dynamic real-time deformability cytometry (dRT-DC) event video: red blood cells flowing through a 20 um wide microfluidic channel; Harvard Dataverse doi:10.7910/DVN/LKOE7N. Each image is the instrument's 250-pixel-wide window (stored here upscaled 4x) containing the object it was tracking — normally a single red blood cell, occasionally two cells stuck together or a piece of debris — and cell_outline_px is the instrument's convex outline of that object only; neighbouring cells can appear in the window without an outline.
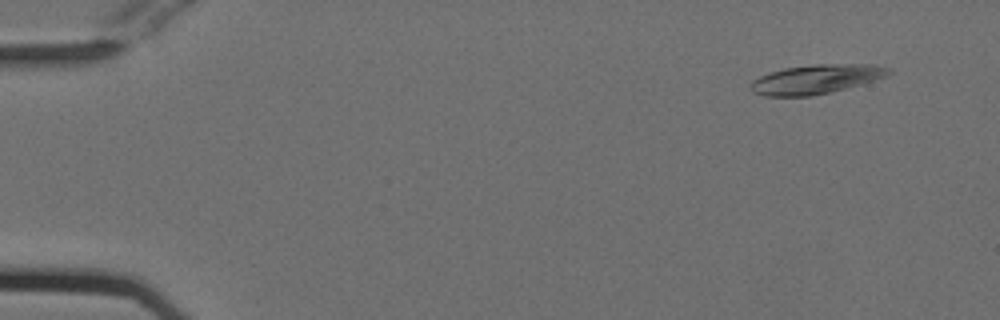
{"species": "Egyptian fruit bat (a non-hibernating species)", "species_latin": "Rousettus aegyptiacus", "temperature_condition": "cold", "stored_images_in_passage": 11, "camera_frame_rate_fps": 3000, "um_per_image_px": 0.085, "animal": {"sex": "female"}, "frame": {"image": 1, "passage_image": 1, "time_ms": 0.0, "image_size_px": [1000, 320], "cell_outline_px": [[892, 72], [888, 76], [876, 80], [832, 92], [812, 96], [764, 96], [752, 92], [748, 88], [752, 80], [760, 76], [784, 68], [812, 64], [872, 64], [892, 68]], "centroid_in_image_um": [69.39, 6.73], "position_along_channel_um": 15.6, "area_um2": 23.81}}